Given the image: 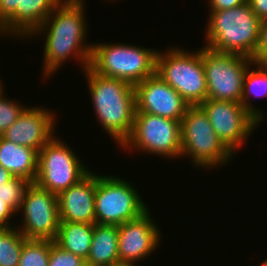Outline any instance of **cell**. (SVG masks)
I'll use <instances>...</instances> for the list:
<instances>
[{
    "mask_svg": "<svg viewBox=\"0 0 267 266\" xmlns=\"http://www.w3.org/2000/svg\"><path fill=\"white\" fill-rule=\"evenodd\" d=\"M84 2L85 0H62L31 34L33 37H28L37 38L47 33L43 49L44 79H51V75H54L67 59L76 58L83 71L90 66L93 43H85L88 23L84 16Z\"/></svg>",
    "mask_w": 267,
    "mask_h": 266,
    "instance_id": "obj_1",
    "label": "cell"
},
{
    "mask_svg": "<svg viewBox=\"0 0 267 266\" xmlns=\"http://www.w3.org/2000/svg\"><path fill=\"white\" fill-rule=\"evenodd\" d=\"M96 119L121 147L132 133L136 111L134 85L103 76L90 67L84 71Z\"/></svg>",
    "mask_w": 267,
    "mask_h": 266,
    "instance_id": "obj_2",
    "label": "cell"
},
{
    "mask_svg": "<svg viewBox=\"0 0 267 266\" xmlns=\"http://www.w3.org/2000/svg\"><path fill=\"white\" fill-rule=\"evenodd\" d=\"M205 47L211 50L242 55L253 60L258 44L261 20L248 2L235 8L209 11Z\"/></svg>",
    "mask_w": 267,
    "mask_h": 266,
    "instance_id": "obj_3",
    "label": "cell"
},
{
    "mask_svg": "<svg viewBox=\"0 0 267 266\" xmlns=\"http://www.w3.org/2000/svg\"><path fill=\"white\" fill-rule=\"evenodd\" d=\"M156 49L120 43L93 44L90 68L97 74L136 85L156 73Z\"/></svg>",
    "mask_w": 267,
    "mask_h": 266,
    "instance_id": "obj_4",
    "label": "cell"
},
{
    "mask_svg": "<svg viewBox=\"0 0 267 266\" xmlns=\"http://www.w3.org/2000/svg\"><path fill=\"white\" fill-rule=\"evenodd\" d=\"M156 74L174 88L189 106H197L207 100L202 47L196 52L178 46L169 47L165 52L158 50Z\"/></svg>",
    "mask_w": 267,
    "mask_h": 266,
    "instance_id": "obj_5",
    "label": "cell"
},
{
    "mask_svg": "<svg viewBox=\"0 0 267 266\" xmlns=\"http://www.w3.org/2000/svg\"><path fill=\"white\" fill-rule=\"evenodd\" d=\"M184 156L199 169H215L234 158L199 105L189 106L181 120V158Z\"/></svg>",
    "mask_w": 267,
    "mask_h": 266,
    "instance_id": "obj_6",
    "label": "cell"
},
{
    "mask_svg": "<svg viewBox=\"0 0 267 266\" xmlns=\"http://www.w3.org/2000/svg\"><path fill=\"white\" fill-rule=\"evenodd\" d=\"M135 188L124 178L96 174L95 223L119 226L145 213L147 204Z\"/></svg>",
    "mask_w": 267,
    "mask_h": 266,
    "instance_id": "obj_7",
    "label": "cell"
},
{
    "mask_svg": "<svg viewBox=\"0 0 267 266\" xmlns=\"http://www.w3.org/2000/svg\"><path fill=\"white\" fill-rule=\"evenodd\" d=\"M55 135L39 152L35 184L59 195L89 172L73 149Z\"/></svg>",
    "mask_w": 267,
    "mask_h": 266,
    "instance_id": "obj_8",
    "label": "cell"
},
{
    "mask_svg": "<svg viewBox=\"0 0 267 266\" xmlns=\"http://www.w3.org/2000/svg\"><path fill=\"white\" fill-rule=\"evenodd\" d=\"M120 148L178 159L181 157V122L149 113H135L132 133Z\"/></svg>",
    "mask_w": 267,
    "mask_h": 266,
    "instance_id": "obj_9",
    "label": "cell"
},
{
    "mask_svg": "<svg viewBox=\"0 0 267 266\" xmlns=\"http://www.w3.org/2000/svg\"><path fill=\"white\" fill-rule=\"evenodd\" d=\"M207 99L241 103L245 73L253 60L202 47Z\"/></svg>",
    "mask_w": 267,
    "mask_h": 266,
    "instance_id": "obj_10",
    "label": "cell"
},
{
    "mask_svg": "<svg viewBox=\"0 0 267 266\" xmlns=\"http://www.w3.org/2000/svg\"><path fill=\"white\" fill-rule=\"evenodd\" d=\"M199 106L219 139L234 155L260 126V122L241 103L207 99Z\"/></svg>",
    "mask_w": 267,
    "mask_h": 266,
    "instance_id": "obj_11",
    "label": "cell"
},
{
    "mask_svg": "<svg viewBox=\"0 0 267 266\" xmlns=\"http://www.w3.org/2000/svg\"><path fill=\"white\" fill-rule=\"evenodd\" d=\"M19 210L23 222L17 228L26 239H56L60 223L57 195L31 183Z\"/></svg>",
    "mask_w": 267,
    "mask_h": 266,
    "instance_id": "obj_12",
    "label": "cell"
},
{
    "mask_svg": "<svg viewBox=\"0 0 267 266\" xmlns=\"http://www.w3.org/2000/svg\"><path fill=\"white\" fill-rule=\"evenodd\" d=\"M135 113H149L181 122L188 103L156 73L134 86Z\"/></svg>",
    "mask_w": 267,
    "mask_h": 266,
    "instance_id": "obj_13",
    "label": "cell"
},
{
    "mask_svg": "<svg viewBox=\"0 0 267 266\" xmlns=\"http://www.w3.org/2000/svg\"><path fill=\"white\" fill-rule=\"evenodd\" d=\"M150 215L148 208L137 219L118 226L119 261L139 263L160 246L162 234Z\"/></svg>",
    "mask_w": 267,
    "mask_h": 266,
    "instance_id": "obj_14",
    "label": "cell"
},
{
    "mask_svg": "<svg viewBox=\"0 0 267 266\" xmlns=\"http://www.w3.org/2000/svg\"><path fill=\"white\" fill-rule=\"evenodd\" d=\"M56 119L55 113L48 108L26 107L2 137L39 152L55 136Z\"/></svg>",
    "mask_w": 267,
    "mask_h": 266,
    "instance_id": "obj_15",
    "label": "cell"
},
{
    "mask_svg": "<svg viewBox=\"0 0 267 266\" xmlns=\"http://www.w3.org/2000/svg\"><path fill=\"white\" fill-rule=\"evenodd\" d=\"M96 173L90 171L77 184L58 195L60 222L95 223Z\"/></svg>",
    "mask_w": 267,
    "mask_h": 266,
    "instance_id": "obj_16",
    "label": "cell"
},
{
    "mask_svg": "<svg viewBox=\"0 0 267 266\" xmlns=\"http://www.w3.org/2000/svg\"><path fill=\"white\" fill-rule=\"evenodd\" d=\"M62 0H20L15 13L4 23L5 36L24 39L42 25ZM12 33V34H11ZM17 36V37H16Z\"/></svg>",
    "mask_w": 267,
    "mask_h": 266,
    "instance_id": "obj_17",
    "label": "cell"
},
{
    "mask_svg": "<svg viewBox=\"0 0 267 266\" xmlns=\"http://www.w3.org/2000/svg\"><path fill=\"white\" fill-rule=\"evenodd\" d=\"M38 152L30 147L14 144L0 136V165L14 177L34 183L37 174Z\"/></svg>",
    "mask_w": 267,
    "mask_h": 266,
    "instance_id": "obj_18",
    "label": "cell"
},
{
    "mask_svg": "<svg viewBox=\"0 0 267 266\" xmlns=\"http://www.w3.org/2000/svg\"><path fill=\"white\" fill-rule=\"evenodd\" d=\"M118 226L94 223L86 266H108L119 261Z\"/></svg>",
    "mask_w": 267,
    "mask_h": 266,
    "instance_id": "obj_19",
    "label": "cell"
},
{
    "mask_svg": "<svg viewBox=\"0 0 267 266\" xmlns=\"http://www.w3.org/2000/svg\"><path fill=\"white\" fill-rule=\"evenodd\" d=\"M94 224L60 222L54 242L86 261L91 247Z\"/></svg>",
    "mask_w": 267,
    "mask_h": 266,
    "instance_id": "obj_20",
    "label": "cell"
},
{
    "mask_svg": "<svg viewBox=\"0 0 267 266\" xmlns=\"http://www.w3.org/2000/svg\"><path fill=\"white\" fill-rule=\"evenodd\" d=\"M253 67H256L255 69ZM263 98L267 96V64L252 63L249 66L243 81V93L241 97V104L260 122L266 116V112L261 108L254 107L251 103V97ZM263 111V112H262Z\"/></svg>",
    "mask_w": 267,
    "mask_h": 266,
    "instance_id": "obj_21",
    "label": "cell"
},
{
    "mask_svg": "<svg viewBox=\"0 0 267 266\" xmlns=\"http://www.w3.org/2000/svg\"><path fill=\"white\" fill-rule=\"evenodd\" d=\"M0 227V266H18L25 236L12 224Z\"/></svg>",
    "mask_w": 267,
    "mask_h": 266,
    "instance_id": "obj_22",
    "label": "cell"
},
{
    "mask_svg": "<svg viewBox=\"0 0 267 266\" xmlns=\"http://www.w3.org/2000/svg\"><path fill=\"white\" fill-rule=\"evenodd\" d=\"M50 240L27 239L18 266H48Z\"/></svg>",
    "mask_w": 267,
    "mask_h": 266,
    "instance_id": "obj_23",
    "label": "cell"
},
{
    "mask_svg": "<svg viewBox=\"0 0 267 266\" xmlns=\"http://www.w3.org/2000/svg\"><path fill=\"white\" fill-rule=\"evenodd\" d=\"M31 183L25 178L14 177L0 186V198L17 214L24 199L25 192Z\"/></svg>",
    "mask_w": 267,
    "mask_h": 266,
    "instance_id": "obj_24",
    "label": "cell"
},
{
    "mask_svg": "<svg viewBox=\"0 0 267 266\" xmlns=\"http://www.w3.org/2000/svg\"><path fill=\"white\" fill-rule=\"evenodd\" d=\"M3 86L0 87V136L13 125L27 106L7 98ZM5 95V96H4Z\"/></svg>",
    "mask_w": 267,
    "mask_h": 266,
    "instance_id": "obj_25",
    "label": "cell"
},
{
    "mask_svg": "<svg viewBox=\"0 0 267 266\" xmlns=\"http://www.w3.org/2000/svg\"><path fill=\"white\" fill-rule=\"evenodd\" d=\"M48 266H86L85 260L62 249L54 241L50 240V256Z\"/></svg>",
    "mask_w": 267,
    "mask_h": 266,
    "instance_id": "obj_26",
    "label": "cell"
},
{
    "mask_svg": "<svg viewBox=\"0 0 267 266\" xmlns=\"http://www.w3.org/2000/svg\"><path fill=\"white\" fill-rule=\"evenodd\" d=\"M253 62L267 64V20L261 21Z\"/></svg>",
    "mask_w": 267,
    "mask_h": 266,
    "instance_id": "obj_27",
    "label": "cell"
},
{
    "mask_svg": "<svg viewBox=\"0 0 267 266\" xmlns=\"http://www.w3.org/2000/svg\"><path fill=\"white\" fill-rule=\"evenodd\" d=\"M248 2V0H209V9L208 11H221L225 9H231L243 5Z\"/></svg>",
    "mask_w": 267,
    "mask_h": 266,
    "instance_id": "obj_28",
    "label": "cell"
},
{
    "mask_svg": "<svg viewBox=\"0 0 267 266\" xmlns=\"http://www.w3.org/2000/svg\"><path fill=\"white\" fill-rule=\"evenodd\" d=\"M20 0H0V21L4 24L14 13Z\"/></svg>",
    "mask_w": 267,
    "mask_h": 266,
    "instance_id": "obj_29",
    "label": "cell"
},
{
    "mask_svg": "<svg viewBox=\"0 0 267 266\" xmlns=\"http://www.w3.org/2000/svg\"><path fill=\"white\" fill-rule=\"evenodd\" d=\"M14 215H17L16 212L0 198V227L12 226L10 221Z\"/></svg>",
    "mask_w": 267,
    "mask_h": 266,
    "instance_id": "obj_30",
    "label": "cell"
},
{
    "mask_svg": "<svg viewBox=\"0 0 267 266\" xmlns=\"http://www.w3.org/2000/svg\"><path fill=\"white\" fill-rule=\"evenodd\" d=\"M252 11L261 20H267V0H248Z\"/></svg>",
    "mask_w": 267,
    "mask_h": 266,
    "instance_id": "obj_31",
    "label": "cell"
},
{
    "mask_svg": "<svg viewBox=\"0 0 267 266\" xmlns=\"http://www.w3.org/2000/svg\"><path fill=\"white\" fill-rule=\"evenodd\" d=\"M13 178L14 176L0 165V186Z\"/></svg>",
    "mask_w": 267,
    "mask_h": 266,
    "instance_id": "obj_32",
    "label": "cell"
},
{
    "mask_svg": "<svg viewBox=\"0 0 267 266\" xmlns=\"http://www.w3.org/2000/svg\"><path fill=\"white\" fill-rule=\"evenodd\" d=\"M108 266H137V265H136V263H132V262L118 261V262H114Z\"/></svg>",
    "mask_w": 267,
    "mask_h": 266,
    "instance_id": "obj_33",
    "label": "cell"
},
{
    "mask_svg": "<svg viewBox=\"0 0 267 266\" xmlns=\"http://www.w3.org/2000/svg\"><path fill=\"white\" fill-rule=\"evenodd\" d=\"M2 33L5 35V29H4V24L0 21V35Z\"/></svg>",
    "mask_w": 267,
    "mask_h": 266,
    "instance_id": "obj_34",
    "label": "cell"
},
{
    "mask_svg": "<svg viewBox=\"0 0 267 266\" xmlns=\"http://www.w3.org/2000/svg\"><path fill=\"white\" fill-rule=\"evenodd\" d=\"M259 266H267V258L262 263H259Z\"/></svg>",
    "mask_w": 267,
    "mask_h": 266,
    "instance_id": "obj_35",
    "label": "cell"
}]
</instances>
